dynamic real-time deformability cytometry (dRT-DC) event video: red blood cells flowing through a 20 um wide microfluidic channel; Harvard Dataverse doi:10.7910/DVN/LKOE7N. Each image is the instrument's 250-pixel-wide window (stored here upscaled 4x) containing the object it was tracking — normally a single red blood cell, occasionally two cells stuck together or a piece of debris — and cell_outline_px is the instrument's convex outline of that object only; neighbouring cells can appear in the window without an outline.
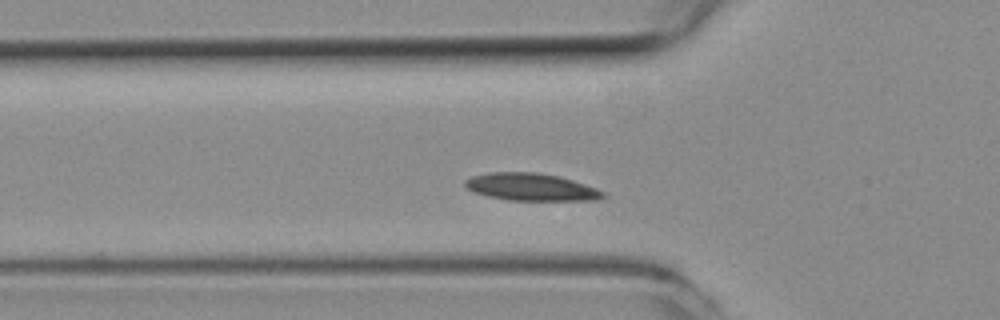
{"species": "common noctule bat (a hibernating species)", "species_latin": "Nyctalus noctula", "temperature_condition": "room temperature", "stored_images_in_passage": 51, "camera_frame_rate_fps": 3000, "um_per_image_px": 0.085, "animal": {"sex": "female", "body_mass_g": 19.3, "forearm_length_mm": 54.1}, "frame": {"image": 1, "passage_image": 13, "time_ms": 4.0, "image_size_px": [1000, 320], "cell_outline_px": [[608, 196], [600, 200], [508, 200], [488, 196], [476, 192], [468, 188], [464, 184], [464, 180], [472, 176], [488, 172], [536, 172], [560, 176], [596, 188], [604, 192]], "centroid_in_image_um": [45.17, 15.89], "position_along_channel_um": 80.6, "area_um2": 22.02}}
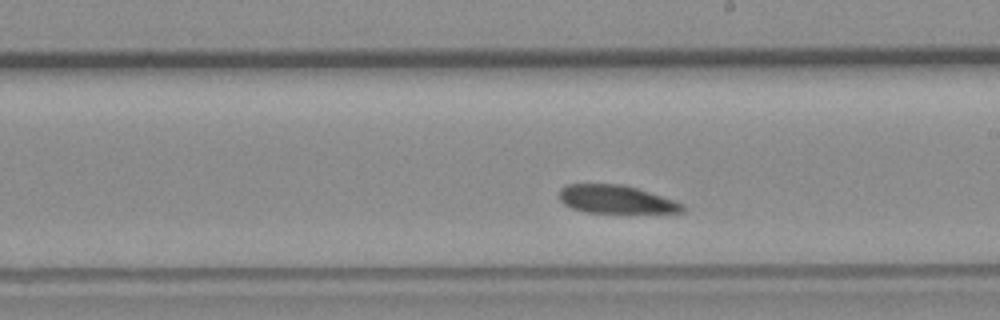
{"frame": {"image": 2, "passage_image": 26, "time_ms": 8.333, "image_size_px": [1000, 320], "cell_outline_px": [[688, 208], [684, 212], [672, 216], [588, 212], [572, 208], [564, 204], [560, 200], [560, 188], [568, 184], [624, 184], [676, 200], [684, 204]], "centroid_in_image_um": [52.58, 17.01], "position_along_channel_um": 236.4, "area_um2": 21.56}}
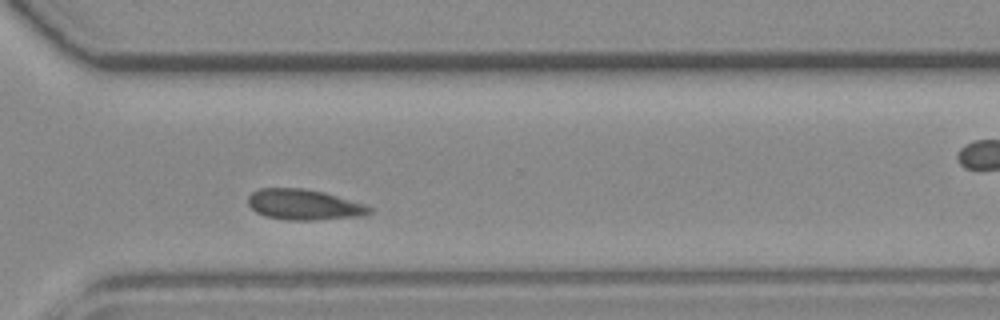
{"frame": {"image": 3, "passage_image": 35, "time_ms": 11.333, "image_size_px": [1000, 320], "cell_outline_px": [[372, 212], [364, 216], [316, 220], [284, 220], [264, 216], [256, 212], [248, 204], [248, 196], [252, 192], [260, 188], [304, 188], [324, 192], [368, 204], [372, 208]], "centroid_in_image_um": [25.88, 17.4], "position_along_channel_um": 344.7, "area_um2": 22.02}, "authors_computed_cell_mechanics": {"area_um2": 21.6172, "velocity_mm_per_s": 3.6013, "shape_relaxation_time_tau1_ms": 4.418, "shape_relaxation_time_tau2_ms": null, "deformation_change_tau1": 0.0664, "deformation_change_tau2": null}}